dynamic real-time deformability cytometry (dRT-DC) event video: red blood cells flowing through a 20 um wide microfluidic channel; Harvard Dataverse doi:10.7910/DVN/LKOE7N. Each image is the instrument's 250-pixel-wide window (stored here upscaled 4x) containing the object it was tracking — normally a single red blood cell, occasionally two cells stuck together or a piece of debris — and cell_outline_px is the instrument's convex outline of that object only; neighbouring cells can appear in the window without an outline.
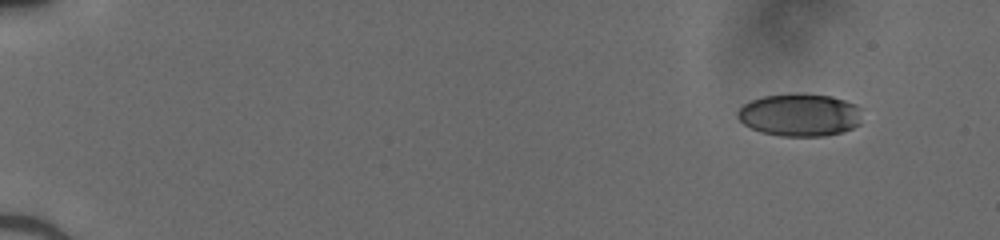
{"species": "human", "species_latin": "Homo sapiens", "temperature_condition": "cold", "stored_images_in_passage": 47, "camera_frame_rate_fps": 3000, "um_per_image_px": 0.085, "donor": {"sex": "male"}, "frame": {"image": 1, "passage_image": 1, "time_ms": 0.0, "image_size_px": [1000, 240], "cell_outline_px": [[860, 124], [852, 128], [840, 132], [824, 136], [780, 136], [760, 132], [744, 124], [736, 116], [736, 112], [744, 104], [752, 100], [764, 96], [796, 92], [832, 96], [856, 104], [860, 108]], "centroid_in_image_um": [67.97, 9.75], "position_along_channel_um": 17.0, "area_um2": 31.15}}
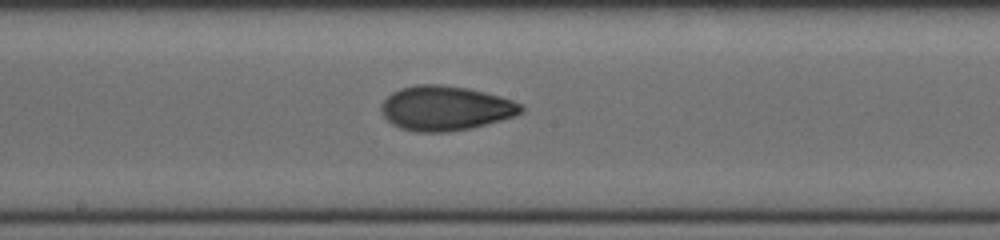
{"frame": {"image": 2, "passage_image": 26, "time_ms": 8.333, "image_size_px": [1000, 240], "cell_outline_px": [[524, 112], [500, 120], [472, 128], [448, 132], [416, 132], [400, 128], [392, 124], [384, 116], [380, 108], [380, 104], [392, 92], [400, 88], [416, 84], [440, 84], [468, 88], [500, 96], [512, 100], [520, 104], [524, 108]], "centroid_in_image_um": [37.84, 9.19], "position_along_channel_um": 210.4, "area_um2": 36.41}}
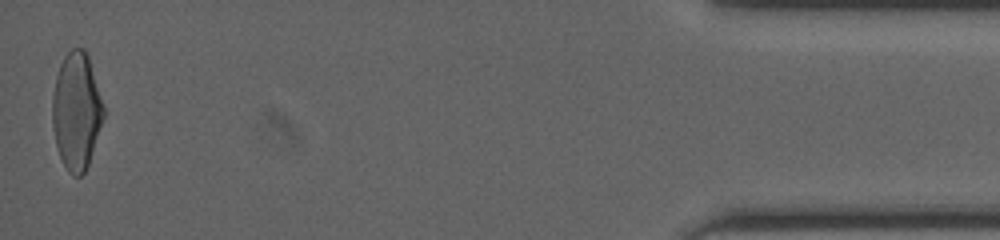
{"frame": {"image": 3, "passage_image": 47, "time_ms": 15.333, "image_size_px": [1000, 240], "cell_outline_px": [[104, 116], [88, 164], [84, 172], [80, 176], [72, 176], [68, 172], [60, 156], [56, 144], [52, 124], [52, 96], [56, 76], [60, 64], [64, 56], [72, 48], [84, 48], [88, 56], [104, 108]], "centroid_in_image_um": [6.48, 9.43], "position_along_channel_um": 428.7, "area_um2": 34.56}}